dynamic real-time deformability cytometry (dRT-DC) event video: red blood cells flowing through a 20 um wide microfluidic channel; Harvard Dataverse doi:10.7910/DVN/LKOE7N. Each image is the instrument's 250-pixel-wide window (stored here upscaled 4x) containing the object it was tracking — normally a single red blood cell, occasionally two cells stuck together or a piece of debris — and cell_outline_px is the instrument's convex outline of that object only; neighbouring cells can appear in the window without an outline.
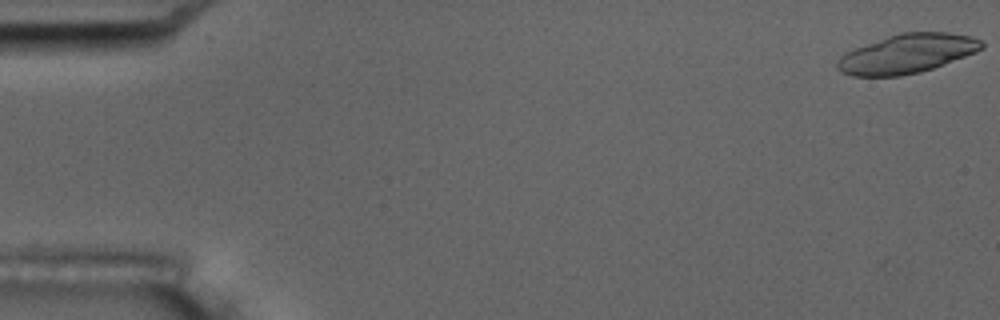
{"species": "common noctule bat (a hibernating species)", "species_latin": "Nyctalus noctula", "temperature_condition": "room temperature", "stored_images_in_passage": 8, "segment_of_instrument_passage": [1, 2], "camera_frame_rate_fps": 3000, "um_per_image_px": 0.085, "animal": {"sex": "male", "body_mass_g": 17.5, "forearm_length_mm": 52.3}, "frame": {"image": 1, "passage_image": 1, "time_ms": 0.0, "image_size_px": [1000, 320], "cell_outline_px": [[984, 48], [976, 52], [944, 64], [920, 72], [900, 76], [852, 76], [840, 72], [836, 68], [836, 64], [840, 56], [844, 52], [888, 36], [900, 32], [948, 32], [972, 36], [980, 40], [984, 44]], "centroid_in_image_um": [77.09, 4.56], "position_along_channel_um": 7.9, "area_um2": 32.95}}